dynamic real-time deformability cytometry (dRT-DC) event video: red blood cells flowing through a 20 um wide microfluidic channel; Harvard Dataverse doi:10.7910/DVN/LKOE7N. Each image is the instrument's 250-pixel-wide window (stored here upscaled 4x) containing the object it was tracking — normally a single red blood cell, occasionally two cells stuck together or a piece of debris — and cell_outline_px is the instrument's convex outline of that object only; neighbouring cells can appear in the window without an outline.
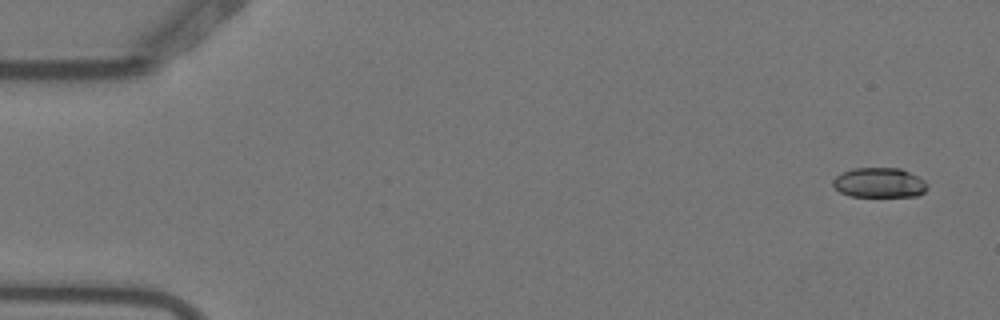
{"species": "Egyptian fruit bat (a non-hibernating species)", "species_latin": "Rousettus aegyptiacus", "temperature_condition": "warm", "stored_images_in_passage": 5, "camera_frame_rate_fps": 3000, "um_per_image_px": 0.085, "animal": {"sex": "female"}, "frame": {"image": 1, "passage_image": 1, "time_ms": 0.0, "image_size_px": [1000, 320], "cell_outline_px": [[928, 188], [924, 192], [916, 196], [852, 196], [840, 192], [832, 184], [832, 180], [836, 176], [852, 168], [900, 168], [920, 176], [928, 184]], "centroid_in_image_um": [74.78, 15.52], "position_along_channel_um": 10.2, "area_um2": 16.47}}
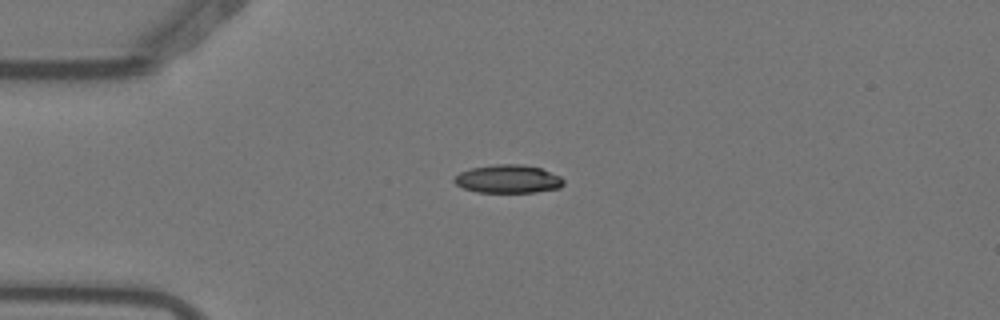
{"frame": {"image": 2, "passage_image": 4, "time_ms": 1.0, "image_size_px": [1000, 320], "cell_outline_px": [[564, 184], [560, 188], [536, 192], [476, 192], [464, 188], [456, 184], [452, 180], [452, 176], [460, 172], [472, 168], [496, 164], [524, 164], [540, 168], [560, 176], [564, 180]], "centroid_in_image_um": [43.17, 15.21], "position_along_channel_um": 41.8, "area_um2": 18.09}}